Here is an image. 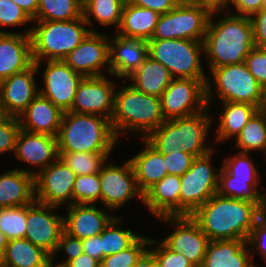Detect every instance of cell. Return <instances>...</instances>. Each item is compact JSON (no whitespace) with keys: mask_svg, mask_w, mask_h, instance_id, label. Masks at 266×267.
Here are the masks:
<instances>
[{"mask_svg":"<svg viewBox=\"0 0 266 267\" xmlns=\"http://www.w3.org/2000/svg\"><path fill=\"white\" fill-rule=\"evenodd\" d=\"M210 73L216 90L212 89V81L208 76L206 82L208 107L211 102L213 103L214 96L218 95L220 102L246 103L261 109L262 87L251 75L244 62L214 68Z\"/></svg>","mask_w":266,"mask_h":267,"instance_id":"obj_7","label":"cell"},{"mask_svg":"<svg viewBox=\"0 0 266 267\" xmlns=\"http://www.w3.org/2000/svg\"><path fill=\"white\" fill-rule=\"evenodd\" d=\"M116 84L108 76L83 77L78 85L70 112L93 114L111 120Z\"/></svg>","mask_w":266,"mask_h":267,"instance_id":"obj_16","label":"cell"},{"mask_svg":"<svg viewBox=\"0 0 266 267\" xmlns=\"http://www.w3.org/2000/svg\"><path fill=\"white\" fill-rule=\"evenodd\" d=\"M124 3V0H83L84 19L88 26L93 25L92 20H96L100 25H114L118 29Z\"/></svg>","mask_w":266,"mask_h":267,"instance_id":"obj_35","label":"cell"},{"mask_svg":"<svg viewBox=\"0 0 266 267\" xmlns=\"http://www.w3.org/2000/svg\"><path fill=\"white\" fill-rule=\"evenodd\" d=\"M144 149L129 159L131 162L138 189L144 193L154 183L159 182L168 174L164 155L160 154L145 139Z\"/></svg>","mask_w":266,"mask_h":267,"instance_id":"obj_29","label":"cell"},{"mask_svg":"<svg viewBox=\"0 0 266 267\" xmlns=\"http://www.w3.org/2000/svg\"><path fill=\"white\" fill-rule=\"evenodd\" d=\"M156 265L157 262L153 253L147 249L133 267H155Z\"/></svg>","mask_w":266,"mask_h":267,"instance_id":"obj_56","label":"cell"},{"mask_svg":"<svg viewBox=\"0 0 266 267\" xmlns=\"http://www.w3.org/2000/svg\"><path fill=\"white\" fill-rule=\"evenodd\" d=\"M121 218L115 216L101 233L102 260L130 247L141 235L120 227Z\"/></svg>","mask_w":266,"mask_h":267,"instance_id":"obj_37","label":"cell"},{"mask_svg":"<svg viewBox=\"0 0 266 267\" xmlns=\"http://www.w3.org/2000/svg\"><path fill=\"white\" fill-rule=\"evenodd\" d=\"M33 20L37 16L39 0H12Z\"/></svg>","mask_w":266,"mask_h":267,"instance_id":"obj_55","label":"cell"},{"mask_svg":"<svg viewBox=\"0 0 266 267\" xmlns=\"http://www.w3.org/2000/svg\"><path fill=\"white\" fill-rule=\"evenodd\" d=\"M83 16V0H39L33 21H68Z\"/></svg>","mask_w":266,"mask_h":267,"instance_id":"obj_36","label":"cell"},{"mask_svg":"<svg viewBox=\"0 0 266 267\" xmlns=\"http://www.w3.org/2000/svg\"><path fill=\"white\" fill-rule=\"evenodd\" d=\"M160 219L176 227L162 242L173 252L186 257L195 267H201L210 240L197 222L187 215L164 216Z\"/></svg>","mask_w":266,"mask_h":267,"instance_id":"obj_14","label":"cell"},{"mask_svg":"<svg viewBox=\"0 0 266 267\" xmlns=\"http://www.w3.org/2000/svg\"><path fill=\"white\" fill-rule=\"evenodd\" d=\"M213 7L208 4L176 6L160 14L150 40L189 39L204 41Z\"/></svg>","mask_w":266,"mask_h":267,"instance_id":"obj_9","label":"cell"},{"mask_svg":"<svg viewBox=\"0 0 266 267\" xmlns=\"http://www.w3.org/2000/svg\"><path fill=\"white\" fill-rule=\"evenodd\" d=\"M63 112L40 93L18 117L22 130L57 137Z\"/></svg>","mask_w":266,"mask_h":267,"instance_id":"obj_24","label":"cell"},{"mask_svg":"<svg viewBox=\"0 0 266 267\" xmlns=\"http://www.w3.org/2000/svg\"><path fill=\"white\" fill-rule=\"evenodd\" d=\"M150 238L140 236L130 247L103 258L100 267H133L148 249Z\"/></svg>","mask_w":266,"mask_h":267,"instance_id":"obj_41","label":"cell"},{"mask_svg":"<svg viewBox=\"0 0 266 267\" xmlns=\"http://www.w3.org/2000/svg\"><path fill=\"white\" fill-rule=\"evenodd\" d=\"M127 79L132 82L130 85L138 91L160 98L173 77L166 67L148 56Z\"/></svg>","mask_w":266,"mask_h":267,"instance_id":"obj_31","label":"cell"},{"mask_svg":"<svg viewBox=\"0 0 266 267\" xmlns=\"http://www.w3.org/2000/svg\"><path fill=\"white\" fill-rule=\"evenodd\" d=\"M255 47L266 49V7L250 17Z\"/></svg>","mask_w":266,"mask_h":267,"instance_id":"obj_50","label":"cell"},{"mask_svg":"<svg viewBox=\"0 0 266 267\" xmlns=\"http://www.w3.org/2000/svg\"><path fill=\"white\" fill-rule=\"evenodd\" d=\"M159 17L160 14L152 9L137 7L125 1L120 26L116 32L124 38L149 41Z\"/></svg>","mask_w":266,"mask_h":267,"instance_id":"obj_28","label":"cell"},{"mask_svg":"<svg viewBox=\"0 0 266 267\" xmlns=\"http://www.w3.org/2000/svg\"><path fill=\"white\" fill-rule=\"evenodd\" d=\"M34 171L14 168L0 175V208L24 206L35 201Z\"/></svg>","mask_w":266,"mask_h":267,"instance_id":"obj_26","label":"cell"},{"mask_svg":"<svg viewBox=\"0 0 266 267\" xmlns=\"http://www.w3.org/2000/svg\"><path fill=\"white\" fill-rule=\"evenodd\" d=\"M27 205L0 208V230L8 240L25 238Z\"/></svg>","mask_w":266,"mask_h":267,"instance_id":"obj_39","label":"cell"},{"mask_svg":"<svg viewBox=\"0 0 266 267\" xmlns=\"http://www.w3.org/2000/svg\"><path fill=\"white\" fill-rule=\"evenodd\" d=\"M8 238L6 237V235L0 230V261L1 258L6 250V246L8 244Z\"/></svg>","mask_w":266,"mask_h":267,"instance_id":"obj_59","label":"cell"},{"mask_svg":"<svg viewBox=\"0 0 266 267\" xmlns=\"http://www.w3.org/2000/svg\"><path fill=\"white\" fill-rule=\"evenodd\" d=\"M101 204L104 209L118 210L133 198L143 201V193L138 189L135 172L129 160L123 166L104 164L100 171Z\"/></svg>","mask_w":266,"mask_h":267,"instance_id":"obj_13","label":"cell"},{"mask_svg":"<svg viewBox=\"0 0 266 267\" xmlns=\"http://www.w3.org/2000/svg\"><path fill=\"white\" fill-rule=\"evenodd\" d=\"M44 73V87L39 93L49 99L62 112L71 110L79 83L84 77L72 70L63 60H47Z\"/></svg>","mask_w":266,"mask_h":267,"instance_id":"obj_17","label":"cell"},{"mask_svg":"<svg viewBox=\"0 0 266 267\" xmlns=\"http://www.w3.org/2000/svg\"><path fill=\"white\" fill-rule=\"evenodd\" d=\"M51 256L26 238L9 240L0 267H49Z\"/></svg>","mask_w":266,"mask_h":267,"instance_id":"obj_30","label":"cell"},{"mask_svg":"<svg viewBox=\"0 0 266 267\" xmlns=\"http://www.w3.org/2000/svg\"><path fill=\"white\" fill-rule=\"evenodd\" d=\"M145 207L157 218L180 215V176L167 174L143 193Z\"/></svg>","mask_w":266,"mask_h":267,"instance_id":"obj_25","label":"cell"},{"mask_svg":"<svg viewBox=\"0 0 266 267\" xmlns=\"http://www.w3.org/2000/svg\"><path fill=\"white\" fill-rule=\"evenodd\" d=\"M205 4L212 6L213 8H225L227 0H202Z\"/></svg>","mask_w":266,"mask_h":267,"instance_id":"obj_58","label":"cell"},{"mask_svg":"<svg viewBox=\"0 0 266 267\" xmlns=\"http://www.w3.org/2000/svg\"><path fill=\"white\" fill-rule=\"evenodd\" d=\"M265 213L254 203L214 194L191 217L210 241L245 240Z\"/></svg>","mask_w":266,"mask_h":267,"instance_id":"obj_1","label":"cell"},{"mask_svg":"<svg viewBox=\"0 0 266 267\" xmlns=\"http://www.w3.org/2000/svg\"><path fill=\"white\" fill-rule=\"evenodd\" d=\"M126 2L137 7L152 9L159 14H165L176 7L172 0H126Z\"/></svg>","mask_w":266,"mask_h":267,"instance_id":"obj_52","label":"cell"},{"mask_svg":"<svg viewBox=\"0 0 266 267\" xmlns=\"http://www.w3.org/2000/svg\"><path fill=\"white\" fill-rule=\"evenodd\" d=\"M20 130L18 118L0 114V154L14 152Z\"/></svg>","mask_w":266,"mask_h":267,"instance_id":"obj_44","label":"cell"},{"mask_svg":"<svg viewBox=\"0 0 266 267\" xmlns=\"http://www.w3.org/2000/svg\"><path fill=\"white\" fill-rule=\"evenodd\" d=\"M222 103L224 109L219 119L216 143L217 141L236 138L252 116L259 110L258 107L246 103Z\"/></svg>","mask_w":266,"mask_h":267,"instance_id":"obj_33","label":"cell"},{"mask_svg":"<svg viewBox=\"0 0 266 267\" xmlns=\"http://www.w3.org/2000/svg\"><path fill=\"white\" fill-rule=\"evenodd\" d=\"M196 157L190 169L180 176V215L191 216L201 205L217 193L218 171L212 165L211 155Z\"/></svg>","mask_w":266,"mask_h":267,"instance_id":"obj_10","label":"cell"},{"mask_svg":"<svg viewBox=\"0 0 266 267\" xmlns=\"http://www.w3.org/2000/svg\"><path fill=\"white\" fill-rule=\"evenodd\" d=\"M261 110L266 111V83L262 86L261 91Z\"/></svg>","mask_w":266,"mask_h":267,"instance_id":"obj_60","label":"cell"},{"mask_svg":"<svg viewBox=\"0 0 266 267\" xmlns=\"http://www.w3.org/2000/svg\"><path fill=\"white\" fill-rule=\"evenodd\" d=\"M147 57V41L124 38L118 34L109 38V76L123 77L125 82Z\"/></svg>","mask_w":266,"mask_h":267,"instance_id":"obj_21","label":"cell"},{"mask_svg":"<svg viewBox=\"0 0 266 267\" xmlns=\"http://www.w3.org/2000/svg\"><path fill=\"white\" fill-rule=\"evenodd\" d=\"M30 32L31 28L24 33L0 30V82L34 63Z\"/></svg>","mask_w":266,"mask_h":267,"instance_id":"obj_20","label":"cell"},{"mask_svg":"<svg viewBox=\"0 0 266 267\" xmlns=\"http://www.w3.org/2000/svg\"><path fill=\"white\" fill-rule=\"evenodd\" d=\"M60 251H65L67 258L65 260L63 259L61 263L59 262L55 264L54 258L56 254H59ZM81 254H83L82 239L73 237L63 231L58 242L57 248L54 252V255L51 257V265L55 267H64L69 261L76 259Z\"/></svg>","mask_w":266,"mask_h":267,"instance_id":"obj_46","label":"cell"},{"mask_svg":"<svg viewBox=\"0 0 266 267\" xmlns=\"http://www.w3.org/2000/svg\"><path fill=\"white\" fill-rule=\"evenodd\" d=\"M66 208L64 231L78 239L101 234L115 216L94 204H72Z\"/></svg>","mask_w":266,"mask_h":267,"instance_id":"obj_23","label":"cell"},{"mask_svg":"<svg viewBox=\"0 0 266 267\" xmlns=\"http://www.w3.org/2000/svg\"><path fill=\"white\" fill-rule=\"evenodd\" d=\"M247 247L245 240L210 241L201 267H256Z\"/></svg>","mask_w":266,"mask_h":267,"instance_id":"obj_27","label":"cell"},{"mask_svg":"<svg viewBox=\"0 0 266 267\" xmlns=\"http://www.w3.org/2000/svg\"><path fill=\"white\" fill-rule=\"evenodd\" d=\"M251 250H256L262 259H266V213L255 223L246 241Z\"/></svg>","mask_w":266,"mask_h":267,"instance_id":"obj_49","label":"cell"},{"mask_svg":"<svg viewBox=\"0 0 266 267\" xmlns=\"http://www.w3.org/2000/svg\"><path fill=\"white\" fill-rule=\"evenodd\" d=\"M250 153L238 152V154L226 157L222 163V168L234 179L241 180H261V173L250 159Z\"/></svg>","mask_w":266,"mask_h":267,"instance_id":"obj_42","label":"cell"},{"mask_svg":"<svg viewBox=\"0 0 266 267\" xmlns=\"http://www.w3.org/2000/svg\"><path fill=\"white\" fill-rule=\"evenodd\" d=\"M175 6H197L205 4L202 0H172Z\"/></svg>","mask_w":266,"mask_h":267,"instance_id":"obj_57","label":"cell"},{"mask_svg":"<svg viewBox=\"0 0 266 267\" xmlns=\"http://www.w3.org/2000/svg\"><path fill=\"white\" fill-rule=\"evenodd\" d=\"M221 10L213 9L203 41L210 71L244 62L255 47L250 17L227 14L214 22L215 14Z\"/></svg>","mask_w":266,"mask_h":267,"instance_id":"obj_2","label":"cell"},{"mask_svg":"<svg viewBox=\"0 0 266 267\" xmlns=\"http://www.w3.org/2000/svg\"><path fill=\"white\" fill-rule=\"evenodd\" d=\"M260 181L234 179V176L229 175L221 167L218 175L217 194L254 203L266 213V194L257 190Z\"/></svg>","mask_w":266,"mask_h":267,"instance_id":"obj_32","label":"cell"},{"mask_svg":"<svg viewBox=\"0 0 266 267\" xmlns=\"http://www.w3.org/2000/svg\"><path fill=\"white\" fill-rule=\"evenodd\" d=\"M235 139V147L241 150L240 152L251 154V151H261L265 155L266 111L259 109Z\"/></svg>","mask_w":266,"mask_h":267,"instance_id":"obj_34","label":"cell"},{"mask_svg":"<svg viewBox=\"0 0 266 267\" xmlns=\"http://www.w3.org/2000/svg\"><path fill=\"white\" fill-rule=\"evenodd\" d=\"M244 63L262 87L266 83V49L254 47Z\"/></svg>","mask_w":266,"mask_h":267,"instance_id":"obj_48","label":"cell"},{"mask_svg":"<svg viewBox=\"0 0 266 267\" xmlns=\"http://www.w3.org/2000/svg\"><path fill=\"white\" fill-rule=\"evenodd\" d=\"M195 158V156L184 152L181 148H176L172 153L164 155L168 174L182 176L190 169Z\"/></svg>","mask_w":266,"mask_h":267,"instance_id":"obj_47","label":"cell"},{"mask_svg":"<svg viewBox=\"0 0 266 267\" xmlns=\"http://www.w3.org/2000/svg\"><path fill=\"white\" fill-rule=\"evenodd\" d=\"M35 63L0 82V114L18 118L39 94Z\"/></svg>","mask_w":266,"mask_h":267,"instance_id":"obj_18","label":"cell"},{"mask_svg":"<svg viewBox=\"0 0 266 267\" xmlns=\"http://www.w3.org/2000/svg\"><path fill=\"white\" fill-rule=\"evenodd\" d=\"M206 82L207 79L173 78L160 96L164 119L186 117L207 109Z\"/></svg>","mask_w":266,"mask_h":267,"instance_id":"obj_11","label":"cell"},{"mask_svg":"<svg viewBox=\"0 0 266 267\" xmlns=\"http://www.w3.org/2000/svg\"><path fill=\"white\" fill-rule=\"evenodd\" d=\"M100 262L87 254H81L76 259L69 261L64 267H100Z\"/></svg>","mask_w":266,"mask_h":267,"instance_id":"obj_54","label":"cell"},{"mask_svg":"<svg viewBox=\"0 0 266 267\" xmlns=\"http://www.w3.org/2000/svg\"><path fill=\"white\" fill-rule=\"evenodd\" d=\"M14 153L21 162L39 167L34 175L59 158L57 137L20 130Z\"/></svg>","mask_w":266,"mask_h":267,"instance_id":"obj_22","label":"cell"},{"mask_svg":"<svg viewBox=\"0 0 266 267\" xmlns=\"http://www.w3.org/2000/svg\"><path fill=\"white\" fill-rule=\"evenodd\" d=\"M208 110L165 120L145 140L163 155L181 148L195 157L204 156L214 150L205 144L213 118L208 115Z\"/></svg>","mask_w":266,"mask_h":267,"instance_id":"obj_5","label":"cell"},{"mask_svg":"<svg viewBox=\"0 0 266 267\" xmlns=\"http://www.w3.org/2000/svg\"><path fill=\"white\" fill-rule=\"evenodd\" d=\"M83 253L102 262L101 234L82 239Z\"/></svg>","mask_w":266,"mask_h":267,"instance_id":"obj_53","label":"cell"},{"mask_svg":"<svg viewBox=\"0 0 266 267\" xmlns=\"http://www.w3.org/2000/svg\"><path fill=\"white\" fill-rule=\"evenodd\" d=\"M153 245L154 248L150 249ZM148 249L153 253L159 267H195L186 257L173 252L162 241L150 238Z\"/></svg>","mask_w":266,"mask_h":267,"instance_id":"obj_43","label":"cell"},{"mask_svg":"<svg viewBox=\"0 0 266 267\" xmlns=\"http://www.w3.org/2000/svg\"><path fill=\"white\" fill-rule=\"evenodd\" d=\"M33 22L26 12L12 0H0V26L17 27Z\"/></svg>","mask_w":266,"mask_h":267,"instance_id":"obj_45","label":"cell"},{"mask_svg":"<svg viewBox=\"0 0 266 267\" xmlns=\"http://www.w3.org/2000/svg\"><path fill=\"white\" fill-rule=\"evenodd\" d=\"M233 5L236 13L239 16L251 17L253 14L266 7V0H227L226 6Z\"/></svg>","mask_w":266,"mask_h":267,"instance_id":"obj_51","label":"cell"},{"mask_svg":"<svg viewBox=\"0 0 266 267\" xmlns=\"http://www.w3.org/2000/svg\"><path fill=\"white\" fill-rule=\"evenodd\" d=\"M111 126L120 137L125 132H140L146 139L164 121L159 97L142 93L125 84L115 91ZM144 134V135H143Z\"/></svg>","mask_w":266,"mask_h":267,"instance_id":"obj_3","label":"cell"},{"mask_svg":"<svg viewBox=\"0 0 266 267\" xmlns=\"http://www.w3.org/2000/svg\"><path fill=\"white\" fill-rule=\"evenodd\" d=\"M109 37L90 31L84 40L63 60L72 70L84 77L102 76V69L109 67ZM108 64V66H106Z\"/></svg>","mask_w":266,"mask_h":267,"instance_id":"obj_19","label":"cell"},{"mask_svg":"<svg viewBox=\"0 0 266 267\" xmlns=\"http://www.w3.org/2000/svg\"><path fill=\"white\" fill-rule=\"evenodd\" d=\"M59 158L78 176L100 173L111 152H58Z\"/></svg>","mask_w":266,"mask_h":267,"instance_id":"obj_38","label":"cell"},{"mask_svg":"<svg viewBox=\"0 0 266 267\" xmlns=\"http://www.w3.org/2000/svg\"><path fill=\"white\" fill-rule=\"evenodd\" d=\"M118 139L108 118L67 111L57 135L58 152H111Z\"/></svg>","mask_w":266,"mask_h":267,"instance_id":"obj_4","label":"cell"},{"mask_svg":"<svg viewBox=\"0 0 266 267\" xmlns=\"http://www.w3.org/2000/svg\"><path fill=\"white\" fill-rule=\"evenodd\" d=\"M58 207L42 204L36 200L27 205L25 238L42 248L51 257L64 231V216L54 213ZM54 210V211H53Z\"/></svg>","mask_w":266,"mask_h":267,"instance_id":"obj_15","label":"cell"},{"mask_svg":"<svg viewBox=\"0 0 266 267\" xmlns=\"http://www.w3.org/2000/svg\"><path fill=\"white\" fill-rule=\"evenodd\" d=\"M30 38L32 58L37 69L43 60H64L90 33L84 16L68 21H34Z\"/></svg>","mask_w":266,"mask_h":267,"instance_id":"obj_6","label":"cell"},{"mask_svg":"<svg viewBox=\"0 0 266 267\" xmlns=\"http://www.w3.org/2000/svg\"><path fill=\"white\" fill-rule=\"evenodd\" d=\"M147 45L148 56L166 67L173 78L208 79L200 58L204 53L203 41L149 40Z\"/></svg>","mask_w":266,"mask_h":267,"instance_id":"obj_8","label":"cell"},{"mask_svg":"<svg viewBox=\"0 0 266 267\" xmlns=\"http://www.w3.org/2000/svg\"><path fill=\"white\" fill-rule=\"evenodd\" d=\"M72 192L73 204L101 203L100 173L78 175Z\"/></svg>","mask_w":266,"mask_h":267,"instance_id":"obj_40","label":"cell"},{"mask_svg":"<svg viewBox=\"0 0 266 267\" xmlns=\"http://www.w3.org/2000/svg\"><path fill=\"white\" fill-rule=\"evenodd\" d=\"M77 175L60 159L34 175L35 200L60 208L73 204V187ZM69 203V204H68Z\"/></svg>","mask_w":266,"mask_h":267,"instance_id":"obj_12","label":"cell"}]
</instances>
